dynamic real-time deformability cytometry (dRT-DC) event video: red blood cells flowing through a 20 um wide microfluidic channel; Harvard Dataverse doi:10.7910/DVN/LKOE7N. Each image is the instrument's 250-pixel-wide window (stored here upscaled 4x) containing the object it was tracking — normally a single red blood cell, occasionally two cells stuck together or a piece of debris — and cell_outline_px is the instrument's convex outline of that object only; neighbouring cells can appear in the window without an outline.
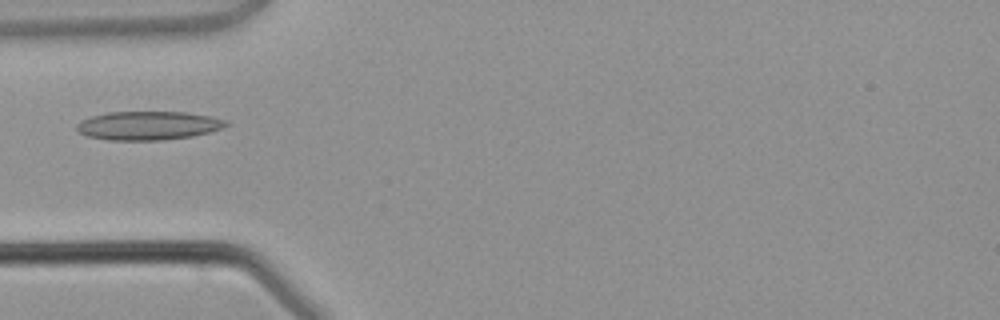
{"species": "common noctule bat (a hibernating species)", "species_latin": "Nyctalus noctula", "temperature_condition": "warm", "stored_images_in_passage": 3, "camera_frame_rate_fps": 3000, "um_per_image_px": 0.085, "animal": {"sex": "male", "body_mass_g": 21.5, "forearm_length_mm": 52.0}, "frame": {"image": 1, "passage_image": 3, "time_ms": 3.333, "image_size_px": [1000, 320], "cell_outline_px": [[232, 124], [208, 132], [192, 136], [160, 140], [108, 140], [88, 136], [80, 132], [76, 128], [76, 124], [80, 120], [92, 116], [108, 112], [188, 112], [212, 116], [228, 120]], "centroid_in_image_um": [12.63, 10.66], "position_along_channel_um": 72.4, "area_um2": 25.03}}